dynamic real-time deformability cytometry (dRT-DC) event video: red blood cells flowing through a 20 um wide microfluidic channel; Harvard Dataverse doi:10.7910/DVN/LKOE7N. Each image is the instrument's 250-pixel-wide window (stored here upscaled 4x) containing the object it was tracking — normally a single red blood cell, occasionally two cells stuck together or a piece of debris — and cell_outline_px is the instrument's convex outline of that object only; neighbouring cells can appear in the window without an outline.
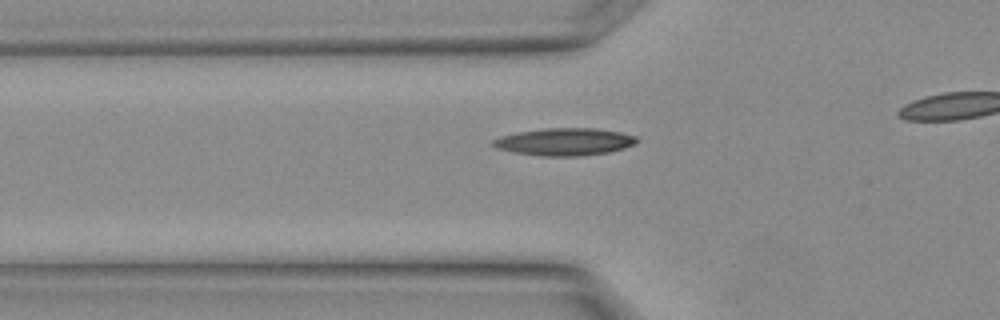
{"species": "Egyptian fruit bat (a non-hibernating species)", "species_latin": "Rousettus aegyptiacus", "temperature_condition": "warm", "stored_images_in_passage": 6, "segment_of_instrument_passage": [1, 2], "camera_frame_rate_fps": 3000, "um_per_image_px": 0.085, "animal": {"sex": "female"}, "frame": {"image": 1, "passage_image": 4, "time_ms": 1.0, "image_size_px": [1000, 320], "cell_outline_px": [[640, 140], [636, 144], [624, 148], [608, 152], [580, 156], [540, 156], [516, 152], [496, 148], [488, 144], [492, 140], [500, 136], [516, 132], [544, 128], [596, 128], [620, 132], [636, 136]], "centroid_in_image_um": [47.98, 12.04], "position_along_channel_um": 77.8, "area_um2": 23.18}}